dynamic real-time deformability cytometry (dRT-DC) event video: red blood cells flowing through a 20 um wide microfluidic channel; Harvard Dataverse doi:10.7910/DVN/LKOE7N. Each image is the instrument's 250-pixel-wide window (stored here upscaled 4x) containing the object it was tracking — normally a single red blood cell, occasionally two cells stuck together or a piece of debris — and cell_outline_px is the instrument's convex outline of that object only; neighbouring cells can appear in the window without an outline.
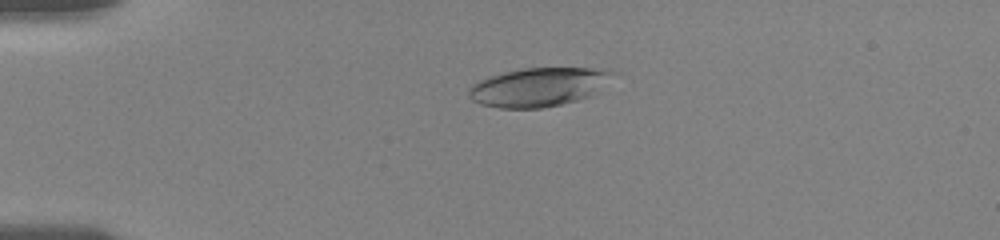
{"species": "human", "species_latin": "Homo sapiens", "temperature_condition": "room temperature", "stored_images_in_passage": 85, "camera_frame_rate_fps": 3000, "um_per_image_px": 0.085, "donor": {"sex": "female"}, "frame": {"image": 1, "passage_image": 21, "time_ms": 4.333, "image_size_px": [1000, 240], "cell_outline_px": [[620, 72], [588, 96], [576, 100], [560, 104], [540, 108], [500, 108], [480, 104], [472, 100], [468, 96], [468, 88], [472, 84], [488, 76], [520, 68], [608, 68]], "centroid_in_image_um": [45.77, 7.37], "position_along_channel_um": 39.2, "area_um2": 32.6}}
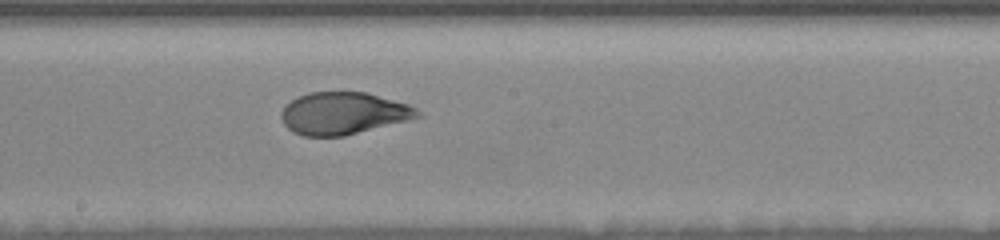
{"frame": {"image": 2, "passage_image": 47, "time_ms": 10.333, "image_size_px": [1000, 240], "cell_outline_px": [[424, 116], [344, 136], [304, 136], [292, 132], [284, 124], [280, 116], [280, 112], [296, 96], [308, 92], [368, 92], [408, 104], [416, 108]], "centroid_in_image_um": [29.18, 9.63], "position_along_channel_um": 219.0, "area_um2": 33.64}}
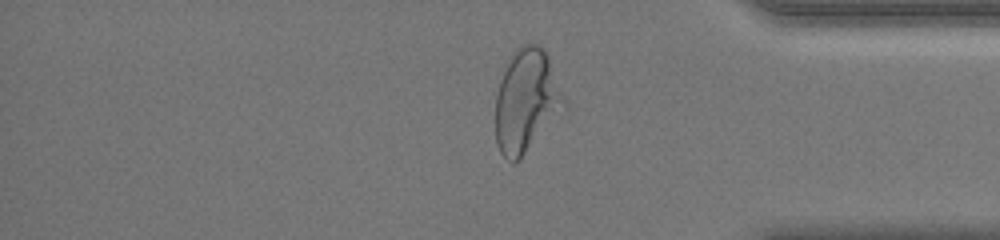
{"frame": {"image": 3, "passage_image": 73, "time_ms": 15.333, "image_size_px": [1000, 240], "cell_outline_px": [[568, 108], [520, 160], [512, 164], [500, 152], [496, 144], [496, 96], [504, 64], [512, 52], [520, 44], [536, 44], [544, 48], [548, 52], [568, 104]], "centroid_in_image_um": [44.79, 8.57], "position_along_channel_um": 390.4, "area_um2": 42.6}, "authors_computed_cell_mechanics": {"area_um2": 34.391, "velocity_mm_per_s": 3.6988, "shape_relaxation_time_tau1_ms": 4.4061, "shape_relaxation_time_tau2_ms": 1.0393, "deformation_change_tau1": 0.2148, "deformation_change_tau2": 0.0572}}